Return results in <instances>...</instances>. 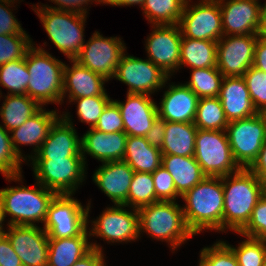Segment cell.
Instances as JSON below:
<instances>
[{
	"label": "cell",
	"mask_w": 266,
	"mask_h": 266,
	"mask_svg": "<svg viewBox=\"0 0 266 266\" xmlns=\"http://www.w3.org/2000/svg\"><path fill=\"white\" fill-rule=\"evenodd\" d=\"M222 186L223 231L229 228L239 233L247 225L257 202L265 194L263 182L249 169L241 168L234 175L222 177Z\"/></svg>",
	"instance_id": "obj_1"
},
{
	"label": "cell",
	"mask_w": 266,
	"mask_h": 266,
	"mask_svg": "<svg viewBox=\"0 0 266 266\" xmlns=\"http://www.w3.org/2000/svg\"><path fill=\"white\" fill-rule=\"evenodd\" d=\"M188 228L194 235L204 229L223 231L224 192L222 177L206 176L181 196Z\"/></svg>",
	"instance_id": "obj_2"
},
{
	"label": "cell",
	"mask_w": 266,
	"mask_h": 266,
	"mask_svg": "<svg viewBox=\"0 0 266 266\" xmlns=\"http://www.w3.org/2000/svg\"><path fill=\"white\" fill-rule=\"evenodd\" d=\"M30 79L27 95L41 107L47 103L63 101V69L64 63L52 57L43 48L32 46L25 55Z\"/></svg>",
	"instance_id": "obj_3"
},
{
	"label": "cell",
	"mask_w": 266,
	"mask_h": 266,
	"mask_svg": "<svg viewBox=\"0 0 266 266\" xmlns=\"http://www.w3.org/2000/svg\"><path fill=\"white\" fill-rule=\"evenodd\" d=\"M139 232H147L157 240L169 242L175 250L193 232L188 228L182 207L175 201H157L138 209Z\"/></svg>",
	"instance_id": "obj_4"
},
{
	"label": "cell",
	"mask_w": 266,
	"mask_h": 266,
	"mask_svg": "<svg viewBox=\"0 0 266 266\" xmlns=\"http://www.w3.org/2000/svg\"><path fill=\"white\" fill-rule=\"evenodd\" d=\"M37 186L39 189L17 186L0 190L5 217L7 214L12 217L8 226H34L36 221L44 223L48 207L57 194L39 183Z\"/></svg>",
	"instance_id": "obj_5"
},
{
	"label": "cell",
	"mask_w": 266,
	"mask_h": 266,
	"mask_svg": "<svg viewBox=\"0 0 266 266\" xmlns=\"http://www.w3.org/2000/svg\"><path fill=\"white\" fill-rule=\"evenodd\" d=\"M33 9L43 23L49 39L69 58L74 60L85 43L83 38L86 15L46 7Z\"/></svg>",
	"instance_id": "obj_6"
},
{
	"label": "cell",
	"mask_w": 266,
	"mask_h": 266,
	"mask_svg": "<svg viewBox=\"0 0 266 266\" xmlns=\"http://www.w3.org/2000/svg\"><path fill=\"white\" fill-rule=\"evenodd\" d=\"M194 158L208 177H224L241 169L222 130L197 129Z\"/></svg>",
	"instance_id": "obj_7"
},
{
	"label": "cell",
	"mask_w": 266,
	"mask_h": 266,
	"mask_svg": "<svg viewBox=\"0 0 266 266\" xmlns=\"http://www.w3.org/2000/svg\"><path fill=\"white\" fill-rule=\"evenodd\" d=\"M225 131L235 162L240 168L248 169L266 140V116L257 113L249 118L231 121Z\"/></svg>",
	"instance_id": "obj_8"
},
{
	"label": "cell",
	"mask_w": 266,
	"mask_h": 266,
	"mask_svg": "<svg viewBox=\"0 0 266 266\" xmlns=\"http://www.w3.org/2000/svg\"><path fill=\"white\" fill-rule=\"evenodd\" d=\"M89 206L84 209L71 194L56 195L51 201L44 221L49 239L71 238L87 229Z\"/></svg>",
	"instance_id": "obj_9"
},
{
	"label": "cell",
	"mask_w": 266,
	"mask_h": 266,
	"mask_svg": "<svg viewBox=\"0 0 266 266\" xmlns=\"http://www.w3.org/2000/svg\"><path fill=\"white\" fill-rule=\"evenodd\" d=\"M32 163L37 182L57 195H72L84 180L83 158L33 160Z\"/></svg>",
	"instance_id": "obj_10"
},
{
	"label": "cell",
	"mask_w": 266,
	"mask_h": 266,
	"mask_svg": "<svg viewBox=\"0 0 266 266\" xmlns=\"http://www.w3.org/2000/svg\"><path fill=\"white\" fill-rule=\"evenodd\" d=\"M188 4L187 1L178 23L182 36L217 42L223 36L219 1L201 0L190 8Z\"/></svg>",
	"instance_id": "obj_11"
},
{
	"label": "cell",
	"mask_w": 266,
	"mask_h": 266,
	"mask_svg": "<svg viewBox=\"0 0 266 266\" xmlns=\"http://www.w3.org/2000/svg\"><path fill=\"white\" fill-rule=\"evenodd\" d=\"M114 77L129 86L128 94L150 95L167 82V75L149 59L122 55Z\"/></svg>",
	"instance_id": "obj_12"
},
{
	"label": "cell",
	"mask_w": 266,
	"mask_h": 266,
	"mask_svg": "<svg viewBox=\"0 0 266 266\" xmlns=\"http://www.w3.org/2000/svg\"><path fill=\"white\" fill-rule=\"evenodd\" d=\"M125 48L120 38H104L95 31L90 40L83 45L80 54L75 60L82 66L109 80L114 78Z\"/></svg>",
	"instance_id": "obj_13"
},
{
	"label": "cell",
	"mask_w": 266,
	"mask_h": 266,
	"mask_svg": "<svg viewBox=\"0 0 266 266\" xmlns=\"http://www.w3.org/2000/svg\"><path fill=\"white\" fill-rule=\"evenodd\" d=\"M225 37L223 35L217 41V69L224 77L243 76L253 65L258 36L246 34Z\"/></svg>",
	"instance_id": "obj_14"
},
{
	"label": "cell",
	"mask_w": 266,
	"mask_h": 266,
	"mask_svg": "<svg viewBox=\"0 0 266 266\" xmlns=\"http://www.w3.org/2000/svg\"><path fill=\"white\" fill-rule=\"evenodd\" d=\"M22 266H47L49 237L38 226L9 225L5 232Z\"/></svg>",
	"instance_id": "obj_15"
},
{
	"label": "cell",
	"mask_w": 266,
	"mask_h": 266,
	"mask_svg": "<svg viewBox=\"0 0 266 266\" xmlns=\"http://www.w3.org/2000/svg\"><path fill=\"white\" fill-rule=\"evenodd\" d=\"M154 25V30L147 38L148 58L159 66L167 75L180 68L182 33L179 25Z\"/></svg>",
	"instance_id": "obj_16"
},
{
	"label": "cell",
	"mask_w": 266,
	"mask_h": 266,
	"mask_svg": "<svg viewBox=\"0 0 266 266\" xmlns=\"http://www.w3.org/2000/svg\"><path fill=\"white\" fill-rule=\"evenodd\" d=\"M125 205H116L104 210V212L92 221L93 228L89 233L104 238L108 242H122L136 240L139 235V214L138 209L133 208V212L123 209Z\"/></svg>",
	"instance_id": "obj_17"
},
{
	"label": "cell",
	"mask_w": 266,
	"mask_h": 266,
	"mask_svg": "<svg viewBox=\"0 0 266 266\" xmlns=\"http://www.w3.org/2000/svg\"><path fill=\"white\" fill-rule=\"evenodd\" d=\"M64 115V116H63ZM51 126L49 134L32 160H52L58 158H83L81 139L70 120L68 113L63 114Z\"/></svg>",
	"instance_id": "obj_18"
},
{
	"label": "cell",
	"mask_w": 266,
	"mask_h": 266,
	"mask_svg": "<svg viewBox=\"0 0 266 266\" xmlns=\"http://www.w3.org/2000/svg\"><path fill=\"white\" fill-rule=\"evenodd\" d=\"M218 1L224 36L257 33L261 9L257 0Z\"/></svg>",
	"instance_id": "obj_19"
},
{
	"label": "cell",
	"mask_w": 266,
	"mask_h": 266,
	"mask_svg": "<svg viewBox=\"0 0 266 266\" xmlns=\"http://www.w3.org/2000/svg\"><path fill=\"white\" fill-rule=\"evenodd\" d=\"M117 103L127 136L144 137L158 117L157 105L146 94H128L125 103Z\"/></svg>",
	"instance_id": "obj_20"
},
{
	"label": "cell",
	"mask_w": 266,
	"mask_h": 266,
	"mask_svg": "<svg viewBox=\"0 0 266 266\" xmlns=\"http://www.w3.org/2000/svg\"><path fill=\"white\" fill-rule=\"evenodd\" d=\"M134 172L123 160L103 162L94 173L93 181L115 205H123L128 199Z\"/></svg>",
	"instance_id": "obj_21"
},
{
	"label": "cell",
	"mask_w": 266,
	"mask_h": 266,
	"mask_svg": "<svg viewBox=\"0 0 266 266\" xmlns=\"http://www.w3.org/2000/svg\"><path fill=\"white\" fill-rule=\"evenodd\" d=\"M158 117L166 122L194 123L199 97L186 85H170L165 91Z\"/></svg>",
	"instance_id": "obj_22"
},
{
	"label": "cell",
	"mask_w": 266,
	"mask_h": 266,
	"mask_svg": "<svg viewBox=\"0 0 266 266\" xmlns=\"http://www.w3.org/2000/svg\"><path fill=\"white\" fill-rule=\"evenodd\" d=\"M81 139V153L85 162V152L99 161H122L127 141L125 132L105 133L89 128Z\"/></svg>",
	"instance_id": "obj_23"
},
{
	"label": "cell",
	"mask_w": 266,
	"mask_h": 266,
	"mask_svg": "<svg viewBox=\"0 0 266 266\" xmlns=\"http://www.w3.org/2000/svg\"><path fill=\"white\" fill-rule=\"evenodd\" d=\"M71 62H73L71 68L64 65L63 69V98L67 92H69L70 102L84 97L108 96L103 86L107 79L82 66L75 59Z\"/></svg>",
	"instance_id": "obj_24"
},
{
	"label": "cell",
	"mask_w": 266,
	"mask_h": 266,
	"mask_svg": "<svg viewBox=\"0 0 266 266\" xmlns=\"http://www.w3.org/2000/svg\"><path fill=\"white\" fill-rule=\"evenodd\" d=\"M218 98L228 122L249 118L258 113L242 76L224 77Z\"/></svg>",
	"instance_id": "obj_25"
},
{
	"label": "cell",
	"mask_w": 266,
	"mask_h": 266,
	"mask_svg": "<svg viewBox=\"0 0 266 266\" xmlns=\"http://www.w3.org/2000/svg\"><path fill=\"white\" fill-rule=\"evenodd\" d=\"M57 114L56 111H45L40 108L20 127L10 131L13 133L12 136H10L13 148L21 159L25 160L17 144L34 145V154H36L47 138L51 126L58 119Z\"/></svg>",
	"instance_id": "obj_26"
},
{
	"label": "cell",
	"mask_w": 266,
	"mask_h": 266,
	"mask_svg": "<svg viewBox=\"0 0 266 266\" xmlns=\"http://www.w3.org/2000/svg\"><path fill=\"white\" fill-rule=\"evenodd\" d=\"M87 236L86 229L79 236L49 239L47 266H73L75 262L87 255L92 249H102L96 243L88 242Z\"/></svg>",
	"instance_id": "obj_27"
},
{
	"label": "cell",
	"mask_w": 266,
	"mask_h": 266,
	"mask_svg": "<svg viewBox=\"0 0 266 266\" xmlns=\"http://www.w3.org/2000/svg\"><path fill=\"white\" fill-rule=\"evenodd\" d=\"M161 165L171 174L181 196L206 177L194 156L162 155Z\"/></svg>",
	"instance_id": "obj_28"
},
{
	"label": "cell",
	"mask_w": 266,
	"mask_h": 266,
	"mask_svg": "<svg viewBox=\"0 0 266 266\" xmlns=\"http://www.w3.org/2000/svg\"><path fill=\"white\" fill-rule=\"evenodd\" d=\"M123 161L135 172L153 173L162 164V153L151 146L145 137L127 136Z\"/></svg>",
	"instance_id": "obj_29"
},
{
	"label": "cell",
	"mask_w": 266,
	"mask_h": 266,
	"mask_svg": "<svg viewBox=\"0 0 266 266\" xmlns=\"http://www.w3.org/2000/svg\"><path fill=\"white\" fill-rule=\"evenodd\" d=\"M196 134L194 123L166 122L162 155L194 156Z\"/></svg>",
	"instance_id": "obj_30"
},
{
	"label": "cell",
	"mask_w": 266,
	"mask_h": 266,
	"mask_svg": "<svg viewBox=\"0 0 266 266\" xmlns=\"http://www.w3.org/2000/svg\"><path fill=\"white\" fill-rule=\"evenodd\" d=\"M192 69L217 67V42L182 36L180 66Z\"/></svg>",
	"instance_id": "obj_31"
},
{
	"label": "cell",
	"mask_w": 266,
	"mask_h": 266,
	"mask_svg": "<svg viewBox=\"0 0 266 266\" xmlns=\"http://www.w3.org/2000/svg\"><path fill=\"white\" fill-rule=\"evenodd\" d=\"M41 106L27 94H8L1 107L0 116L3 127L8 133L20 127L29 117L34 115Z\"/></svg>",
	"instance_id": "obj_32"
},
{
	"label": "cell",
	"mask_w": 266,
	"mask_h": 266,
	"mask_svg": "<svg viewBox=\"0 0 266 266\" xmlns=\"http://www.w3.org/2000/svg\"><path fill=\"white\" fill-rule=\"evenodd\" d=\"M185 0H144L142 10L154 25H175L180 22Z\"/></svg>",
	"instance_id": "obj_33"
},
{
	"label": "cell",
	"mask_w": 266,
	"mask_h": 266,
	"mask_svg": "<svg viewBox=\"0 0 266 266\" xmlns=\"http://www.w3.org/2000/svg\"><path fill=\"white\" fill-rule=\"evenodd\" d=\"M228 123L218 97L199 99L194 119V125L197 129L225 131Z\"/></svg>",
	"instance_id": "obj_34"
},
{
	"label": "cell",
	"mask_w": 266,
	"mask_h": 266,
	"mask_svg": "<svg viewBox=\"0 0 266 266\" xmlns=\"http://www.w3.org/2000/svg\"><path fill=\"white\" fill-rule=\"evenodd\" d=\"M224 79L217 67L192 69L191 79L186 85L199 97H218Z\"/></svg>",
	"instance_id": "obj_35"
},
{
	"label": "cell",
	"mask_w": 266,
	"mask_h": 266,
	"mask_svg": "<svg viewBox=\"0 0 266 266\" xmlns=\"http://www.w3.org/2000/svg\"><path fill=\"white\" fill-rule=\"evenodd\" d=\"M157 201L160 200L155 194L152 173L134 172L128 192V199L123 205L126 207L131 205L130 207L139 209L142 206L150 205Z\"/></svg>",
	"instance_id": "obj_36"
},
{
	"label": "cell",
	"mask_w": 266,
	"mask_h": 266,
	"mask_svg": "<svg viewBox=\"0 0 266 266\" xmlns=\"http://www.w3.org/2000/svg\"><path fill=\"white\" fill-rule=\"evenodd\" d=\"M29 79L25 58L0 66V85L10 90L8 94H27Z\"/></svg>",
	"instance_id": "obj_37"
},
{
	"label": "cell",
	"mask_w": 266,
	"mask_h": 266,
	"mask_svg": "<svg viewBox=\"0 0 266 266\" xmlns=\"http://www.w3.org/2000/svg\"><path fill=\"white\" fill-rule=\"evenodd\" d=\"M22 159L15 152L11 138L0 125V172L8 180H21Z\"/></svg>",
	"instance_id": "obj_38"
},
{
	"label": "cell",
	"mask_w": 266,
	"mask_h": 266,
	"mask_svg": "<svg viewBox=\"0 0 266 266\" xmlns=\"http://www.w3.org/2000/svg\"><path fill=\"white\" fill-rule=\"evenodd\" d=\"M25 32L0 35V66L25 58L27 51L33 46L32 41Z\"/></svg>",
	"instance_id": "obj_39"
},
{
	"label": "cell",
	"mask_w": 266,
	"mask_h": 266,
	"mask_svg": "<svg viewBox=\"0 0 266 266\" xmlns=\"http://www.w3.org/2000/svg\"><path fill=\"white\" fill-rule=\"evenodd\" d=\"M242 77L254 108L258 113H264L266 111V72L252 65Z\"/></svg>",
	"instance_id": "obj_40"
},
{
	"label": "cell",
	"mask_w": 266,
	"mask_h": 266,
	"mask_svg": "<svg viewBox=\"0 0 266 266\" xmlns=\"http://www.w3.org/2000/svg\"><path fill=\"white\" fill-rule=\"evenodd\" d=\"M246 241L237 248L227 244L235 254L239 266H265L264 265V241L252 237H246Z\"/></svg>",
	"instance_id": "obj_41"
},
{
	"label": "cell",
	"mask_w": 266,
	"mask_h": 266,
	"mask_svg": "<svg viewBox=\"0 0 266 266\" xmlns=\"http://www.w3.org/2000/svg\"><path fill=\"white\" fill-rule=\"evenodd\" d=\"M111 100L108 96H91L73 99L72 101H78L77 115L80 121L86 122L90 125V128H94L103 110Z\"/></svg>",
	"instance_id": "obj_42"
},
{
	"label": "cell",
	"mask_w": 266,
	"mask_h": 266,
	"mask_svg": "<svg viewBox=\"0 0 266 266\" xmlns=\"http://www.w3.org/2000/svg\"><path fill=\"white\" fill-rule=\"evenodd\" d=\"M200 259L199 266H239L232 249L223 241L203 248Z\"/></svg>",
	"instance_id": "obj_43"
},
{
	"label": "cell",
	"mask_w": 266,
	"mask_h": 266,
	"mask_svg": "<svg viewBox=\"0 0 266 266\" xmlns=\"http://www.w3.org/2000/svg\"><path fill=\"white\" fill-rule=\"evenodd\" d=\"M238 234L266 240V193L254 207L247 225Z\"/></svg>",
	"instance_id": "obj_44"
},
{
	"label": "cell",
	"mask_w": 266,
	"mask_h": 266,
	"mask_svg": "<svg viewBox=\"0 0 266 266\" xmlns=\"http://www.w3.org/2000/svg\"><path fill=\"white\" fill-rule=\"evenodd\" d=\"M155 194L160 201H175L181 195L176 191L174 179L171 174L161 165L152 173Z\"/></svg>",
	"instance_id": "obj_45"
},
{
	"label": "cell",
	"mask_w": 266,
	"mask_h": 266,
	"mask_svg": "<svg viewBox=\"0 0 266 266\" xmlns=\"http://www.w3.org/2000/svg\"><path fill=\"white\" fill-rule=\"evenodd\" d=\"M94 129L105 133L124 132L123 119L114 100L107 104Z\"/></svg>",
	"instance_id": "obj_46"
},
{
	"label": "cell",
	"mask_w": 266,
	"mask_h": 266,
	"mask_svg": "<svg viewBox=\"0 0 266 266\" xmlns=\"http://www.w3.org/2000/svg\"><path fill=\"white\" fill-rule=\"evenodd\" d=\"M12 1H0V35L20 34L23 28L17 21L13 13L10 11L8 6H11ZM3 3V4H2ZM4 4L7 6H4Z\"/></svg>",
	"instance_id": "obj_47"
},
{
	"label": "cell",
	"mask_w": 266,
	"mask_h": 266,
	"mask_svg": "<svg viewBox=\"0 0 266 266\" xmlns=\"http://www.w3.org/2000/svg\"><path fill=\"white\" fill-rule=\"evenodd\" d=\"M0 265L1 266H22L21 260L13 250L8 237L0 235Z\"/></svg>",
	"instance_id": "obj_48"
},
{
	"label": "cell",
	"mask_w": 266,
	"mask_h": 266,
	"mask_svg": "<svg viewBox=\"0 0 266 266\" xmlns=\"http://www.w3.org/2000/svg\"><path fill=\"white\" fill-rule=\"evenodd\" d=\"M166 121L157 117L151 129L144 136L147 142L154 147L161 149L165 135Z\"/></svg>",
	"instance_id": "obj_49"
},
{
	"label": "cell",
	"mask_w": 266,
	"mask_h": 266,
	"mask_svg": "<svg viewBox=\"0 0 266 266\" xmlns=\"http://www.w3.org/2000/svg\"><path fill=\"white\" fill-rule=\"evenodd\" d=\"M51 1L54 2L56 5H58V7L51 6L48 8L86 15L87 13L86 8H83L82 5L88 4V2L92 0H51ZM93 1L99 3L102 2V0H93Z\"/></svg>",
	"instance_id": "obj_50"
},
{
	"label": "cell",
	"mask_w": 266,
	"mask_h": 266,
	"mask_svg": "<svg viewBox=\"0 0 266 266\" xmlns=\"http://www.w3.org/2000/svg\"><path fill=\"white\" fill-rule=\"evenodd\" d=\"M248 169L261 180L266 177V140L259 151L257 159Z\"/></svg>",
	"instance_id": "obj_51"
},
{
	"label": "cell",
	"mask_w": 266,
	"mask_h": 266,
	"mask_svg": "<svg viewBox=\"0 0 266 266\" xmlns=\"http://www.w3.org/2000/svg\"><path fill=\"white\" fill-rule=\"evenodd\" d=\"M103 258L102 250L92 249L87 255L75 262L73 266H106Z\"/></svg>",
	"instance_id": "obj_52"
},
{
	"label": "cell",
	"mask_w": 266,
	"mask_h": 266,
	"mask_svg": "<svg viewBox=\"0 0 266 266\" xmlns=\"http://www.w3.org/2000/svg\"><path fill=\"white\" fill-rule=\"evenodd\" d=\"M253 66L266 72V40L257 39L254 49Z\"/></svg>",
	"instance_id": "obj_53"
},
{
	"label": "cell",
	"mask_w": 266,
	"mask_h": 266,
	"mask_svg": "<svg viewBox=\"0 0 266 266\" xmlns=\"http://www.w3.org/2000/svg\"><path fill=\"white\" fill-rule=\"evenodd\" d=\"M256 35L258 38L266 40V3L260 9L259 26Z\"/></svg>",
	"instance_id": "obj_54"
},
{
	"label": "cell",
	"mask_w": 266,
	"mask_h": 266,
	"mask_svg": "<svg viewBox=\"0 0 266 266\" xmlns=\"http://www.w3.org/2000/svg\"><path fill=\"white\" fill-rule=\"evenodd\" d=\"M144 0H102L101 3L110 4L113 6H128L139 4L141 7L143 5Z\"/></svg>",
	"instance_id": "obj_55"
},
{
	"label": "cell",
	"mask_w": 266,
	"mask_h": 266,
	"mask_svg": "<svg viewBox=\"0 0 266 266\" xmlns=\"http://www.w3.org/2000/svg\"><path fill=\"white\" fill-rule=\"evenodd\" d=\"M4 218H5V213L3 211V206H2V203H1V200H0V235H4L5 234V231L3 230V225H2V222L4 221Z\"/></svg>",
	"instance_id": "obj_56"
},
{
	"label": "cell",
	"mask_w": 266,
	"mask_h": 266,
	"mask_svg": "<svg viewBox=\"0 0 266 266\" xmlns=\"http://www.w3.org/2000/svg\"><path fill=\"white\" fill-rule=\"evenodd\" d=\"M264 265L266 266V240L264 241Z\"/></svg>",
	"instance_id": "obj_57"
},
{
	"label": "cell",
	"mask_w": 266,
	"mask_h": 266,
	"mask_svg": "<svg viewBox=\"0 0 266 266\" xmlns=\"http://www.w3.org/2000/svg\"><path fill=\"white\" fill-rule=\"evenodd\" d=\"M262 182H263L264 192L266 193V177L262 180Z\"/></svg>",
	"instance_id": "obj_58"
},
{
	"label": "cell",
	"mask_w": 266,
	"mask_h": 266,
	"mask_svg": "<svg viewBox=\"0 0 266 266\" xmlns=\"http://www.w3.org/2000/svg\"><path fill=\"white\" fill-rule=\"evenodd\" d=\"M0 1H6V2H7V1H13L12 3H14L15 0H0Z\"/></svg>",
	"instance_id": "obj_59"
}]
</instances>
